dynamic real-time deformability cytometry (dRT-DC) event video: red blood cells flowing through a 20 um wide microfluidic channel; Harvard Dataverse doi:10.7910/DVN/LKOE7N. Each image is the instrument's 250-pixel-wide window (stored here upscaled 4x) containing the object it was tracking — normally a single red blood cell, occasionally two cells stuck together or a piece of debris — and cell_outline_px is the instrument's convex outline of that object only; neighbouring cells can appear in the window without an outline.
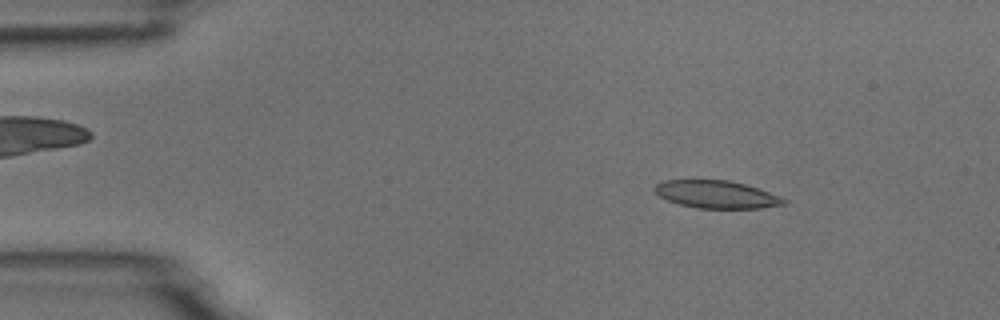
{"species": "common noctule bat (a hibernating species)", "species_latin": "Nyctalus noctula", "temperature_condition": "room temperature", "stored_images_in_passage": 3, "camera_frame_rate_fps": 3000, "um_per_image_px": 0.085, "animal": {"sex": "male", "body_mass_g": 18.8}, "frame": {"image": 1, "passage_image": 1, "time_ms": 0.0, "image_size_px": [1000, 320], "cell_outline_px": [[788, 204], [760, 208], [696, 208], [680, 204], [668, 200], [660, 196], [652, 188], [656, 184], [664, 180], [728, 180], [744, 184], [780, 196], [788, 200]], "centroid_in_image_um": [60.91, 16.53], "position_along_channel_um": 24.1, "area_um2": 20.69}}